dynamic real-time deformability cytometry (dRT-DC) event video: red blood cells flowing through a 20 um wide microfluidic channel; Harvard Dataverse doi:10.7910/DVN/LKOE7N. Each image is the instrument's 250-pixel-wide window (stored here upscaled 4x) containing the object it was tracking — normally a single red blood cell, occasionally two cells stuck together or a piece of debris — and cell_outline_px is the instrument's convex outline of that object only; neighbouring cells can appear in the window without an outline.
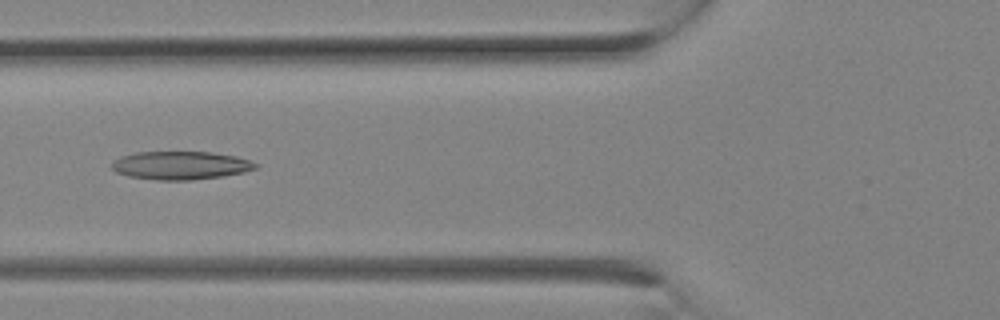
{"species": "Egyptian fruit bat (a non-hibernating species)", "species_latin": "Rousettus aegyptiacus", "temperature_condition": "room temperature", "stored_images_in_passage": 4, "camera_frame_rate_fps": 3000, "um_per_image_px": 0.085, "animal": {"sex": "female"}, "frame": {"image": 1, "passage_image": 3, "time_ms": 0.667, "image_size_px": [1000, 320], "cell_outline_px": [[260, 164], [256, 168], [244, 172], [224, 176], [192, 180], [156, 180], [128, 176], [116, 172], [112, 168], [112, 160], [120, 156], [136, 152], [212, 152], [236, 156]], "centroid_in_image_um": [15.34, 14.06], "position_along_channel_um": 110.5, "area_um2": 23.81}}